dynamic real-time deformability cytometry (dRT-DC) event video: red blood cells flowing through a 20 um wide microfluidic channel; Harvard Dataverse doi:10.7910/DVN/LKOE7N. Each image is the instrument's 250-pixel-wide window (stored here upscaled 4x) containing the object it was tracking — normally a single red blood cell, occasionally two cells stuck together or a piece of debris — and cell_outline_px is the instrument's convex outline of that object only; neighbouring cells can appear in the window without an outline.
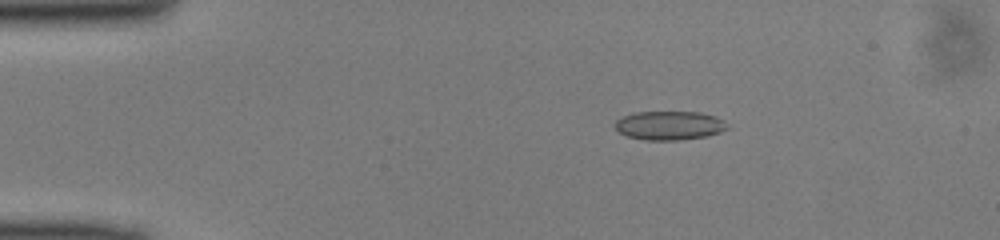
{"species": "common noctule bat (a hibernating species)", "species_latin": "Nyctalus noctula", "temperature_condition": "cold", "stored_images_in_passage": 42, "camera_frame_rate_fps": 3000, "um_per_image_px": 0.085, "animal": {"sex": "male", "body_mass_g": 13.0, "forearm_length_mm": 53.1}, "frame": {"image": 1, "passage_image": 2, "time_ms": 0.333, "image_size_px": [1000, 240], "cell_outline_px": [[728, 128], [720, 132], [708, 136], [680, 140], [644, 140], [628, 136], [620, 132], [612, 124], [616, 120], [632, 112], [700, 112], [716, 116], [724, 120], [728, 124]], "centroid_in_image_um": [56.91, 10.66], "position_along_channel_um": 28.1, "area_um2": 19.07}}
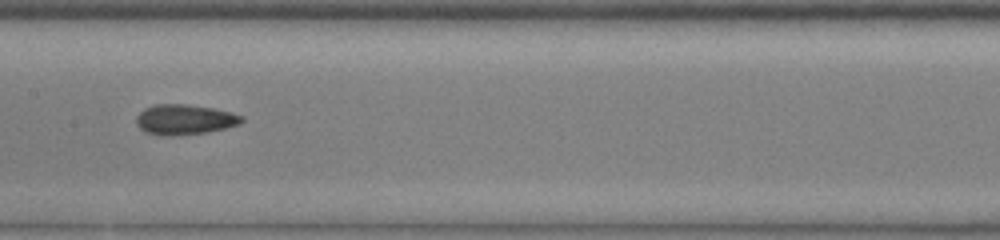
{"frame": {"image": 2, "passage_image": 18, "time_ms": 5.667, "image_size_px": [1000, 240], "cell_outline_px": [[244, 120], [240, 124], [208, 132], [172, 136], [160, 136], [144, 132], [136, 124], [136, 116], [144, 108], [156, 104], [184, 104], [212, 108], [232, 112], [244, 116]], "centroid_in_image_um": [15.68, 10.17], "position_along_channel_um": 191.7, "area_um2": 18.73}}
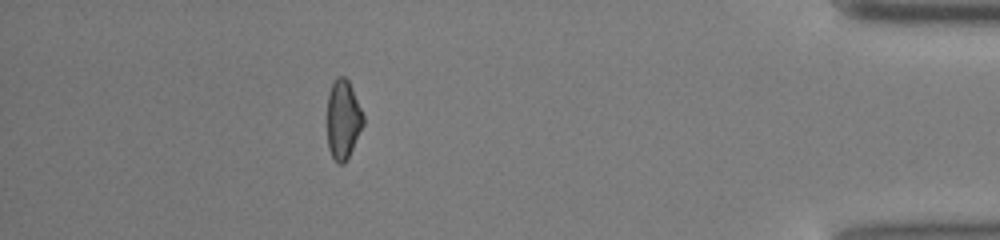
{"frame": {"image": 3, "passage_image": 37, "time_ms": 12.0, "image_size_px": [1000, 240], "cell_outline_px": [[364, 124], [344, 164], [340, 164], [332, 156], [328, 148], [328, 92], [336, 76], [344, 76], [348, 80], [352, 88], [364, 116]], "centroid_in_image_um": [29.16, 10.12], "position_along_channel_um": 406.0, "area_um2": 16.42}}